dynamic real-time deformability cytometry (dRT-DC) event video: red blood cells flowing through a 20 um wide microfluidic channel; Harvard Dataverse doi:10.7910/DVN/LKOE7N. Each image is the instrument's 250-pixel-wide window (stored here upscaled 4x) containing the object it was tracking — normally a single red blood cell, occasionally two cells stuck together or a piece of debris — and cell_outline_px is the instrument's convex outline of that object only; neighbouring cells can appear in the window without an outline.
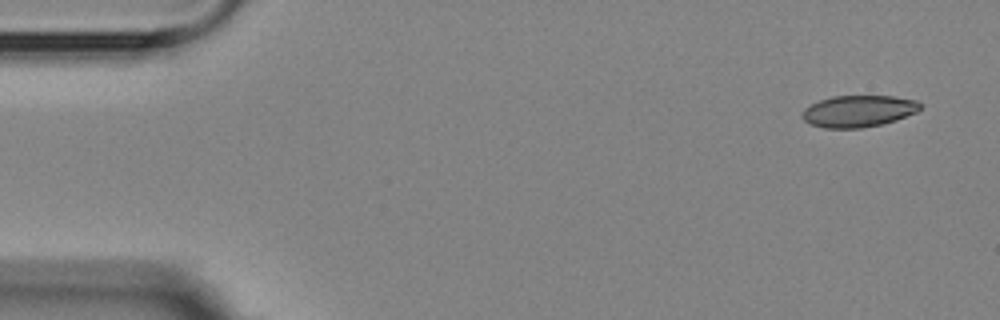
{"species": "Egyptian fruit bat (a non-hibernating species)", "species_latin": "Rousettus aegyptiacus", "temperature_condition": "room temperature", "stored_images_in_passage": 2, "camera_frame_rate_fps": 3000, "um_per_image_px": 0.085, "animal": {"sex": "female"}, "frame": {"image": 1, "passage_image": 1, "time_ms": 0.0, "image_size_px": [1000, 320], "cell_outline_px": [[924, 104], [916, 112], [896, 120], [880, 124], [860, 128], [824, 128], [812, 124], [804, 120], [800, 116], [804, 108], [820, 100], [832, 96], [892, 96], [916, 100]], "centroid_in_image_um": [72.97, 9.44], "position_along_channel_um": 12.0, "area_um2": 21.73}}